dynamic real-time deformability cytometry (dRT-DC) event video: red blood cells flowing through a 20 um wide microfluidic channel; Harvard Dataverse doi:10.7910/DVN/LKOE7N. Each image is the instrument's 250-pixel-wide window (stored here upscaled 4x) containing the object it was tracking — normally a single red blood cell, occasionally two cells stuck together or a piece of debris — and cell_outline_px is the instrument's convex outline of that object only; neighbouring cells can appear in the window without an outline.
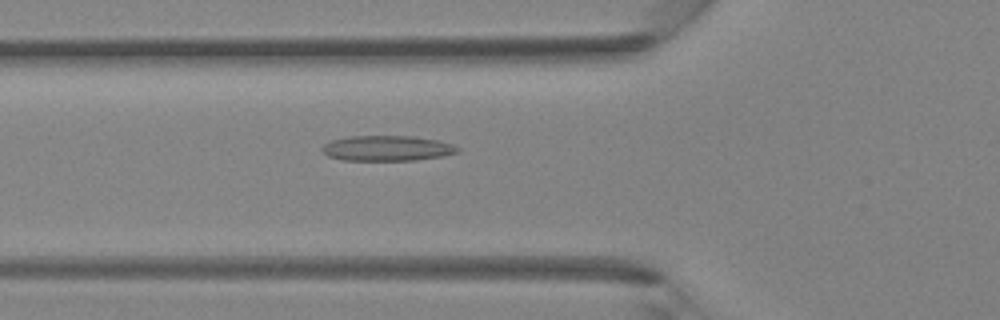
{"species": "Egyptian fruit bat (a non-hibernating species)", "species_latin": "Rousettus aegyptiacus", "temperature_condition": "room temperature", "stored_images_in_passage": 39, "camera_frame_rate_fps": 3000, "um_per_image_px": 0.085, "animal": {"sex": "female"}, "frame": {"image": 1, "passage_image": 12, "time_ms": 3.667, "image_size_px": [1000, 320], "cell_outline_px": [[460, 152], [444, 156], [416, 160], [340, 160], [328, 156], [320, 148], [324, 144], [332, 140], [348, 136], [412, 136], [436, 140], [452, 144], [460, 148]], "centroid_in_image_um": [32.91, 12.6], "position_along_channel_um": 92.9, "area_um2": 20.06}}
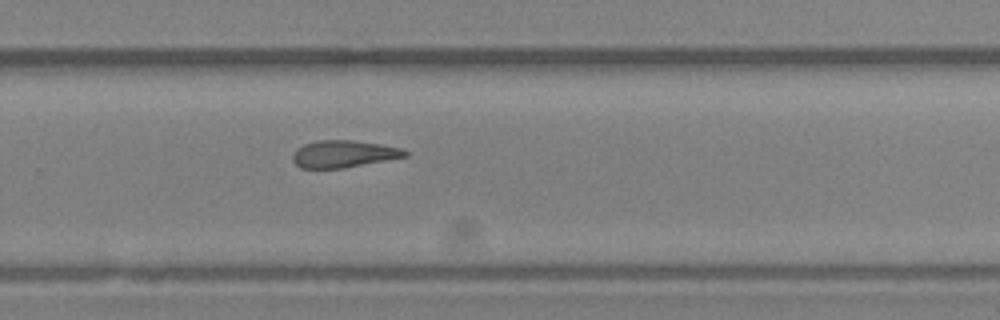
{"frame": {"image": 2, "passage_image": 25, "time_ms": 8.0, "image_size_px": [1000, 320], "cell_outline_px": [[408, 156], [388, 160], [340, 168], [300, 168], [292, 160], [292, 156], [296, 148], [304, 144], [316, 140], [352, 140], [380, 144], [400, 148], [408, 152]], "centroid_in_image_um": [29.18, 13.08], "position_along_channel_um": 300.6, "area_um2": 17.69}}
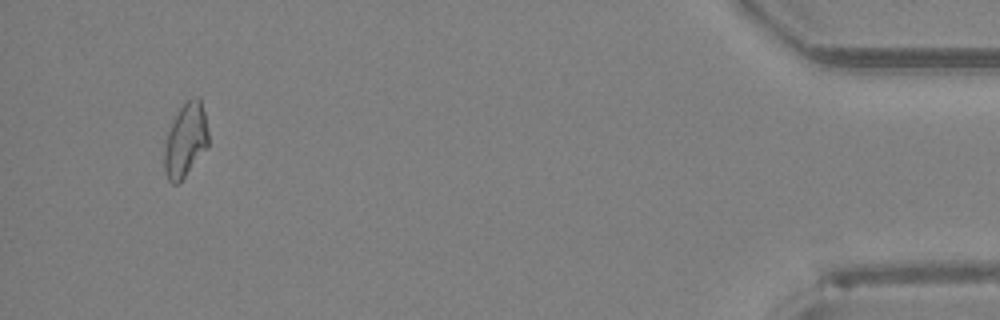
{"frame": {"image": 3, "passage_image": 37, "time_ms": 12.0, "image_size_px": [1000, 320], "cell_outline_px": [[208, 148], [184, 176], [176, 184], [172, 184], [168, 180], [164, 172], [164, 144], [168, 132], [180, 108], [192, 96], [200, 96], [204, 112], [208, 132]], "centroid_in_image_um": [15.78, 11.92], "position_along_channel_um": 419.4, "area_um2": 18.84}}